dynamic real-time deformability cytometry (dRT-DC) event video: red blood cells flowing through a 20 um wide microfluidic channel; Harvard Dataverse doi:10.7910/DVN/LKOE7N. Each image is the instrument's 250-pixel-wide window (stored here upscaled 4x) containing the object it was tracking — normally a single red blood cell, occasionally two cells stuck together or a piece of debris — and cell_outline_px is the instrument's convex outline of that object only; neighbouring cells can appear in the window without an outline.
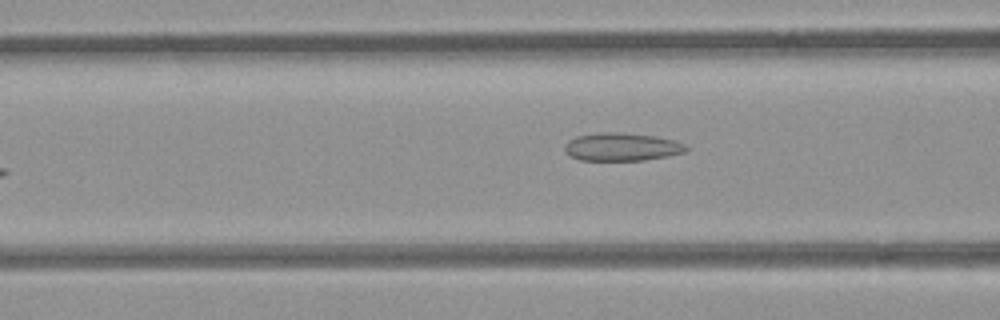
{"species": "common noctule bat (a hibernating species)", "species_latin": "Nyctalus noctula", "temperature_condition": "room temperature", "stored_images_in_passage": 6, "camera_frame_rate_fps": 3000, "um_per_image_px": 0.085, "animal": {"sex": "female", "body_mass_g": 21.9}, "frame": {"image": 1, "passage_image": 6, "time_ms": 6.667, "image_size_px": [1000, 320], "cell_outline_px": [[688, 148], [684, 152], [668, 156], [644, 160], [580, 160], [568, 156], [564, 148], [568, 140], [576, 136], [596, 132], [620, 132], [656, 136], [672, 140], [684, 144]], "centroid_in_image_um": [52.8, 12.48], "position_along_channel_um": 113.8, "area_um2": 19.88}}